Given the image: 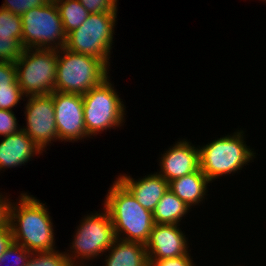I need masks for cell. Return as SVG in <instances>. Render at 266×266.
<instances>
[{
    "label": "cell",
    "mask_w": 266,
    "mask_h": 266,
    "mask_svg": "<svg viewBox=\"0 0 266 266\" xmlns=\"http://www.w3.org/2000/svg\"><path fill=\"white\" fill-rule=\"evenodd\" d=\"M23 48L60 50L67 34L55 1L32 8L21 15Z\"/></svg>",
    "instance_id": "9c48e42d"
},
{
    "label": "cell",
    "mask_w": 266,
    "mask_h": 266,
    "mask_svg": "<svg viewBox=\"0 0 266 266\" xmlns=\"http://www.w3.org/2000/svg\"><path fill=\"white\" fill-rule=\"evenodd\" d=\"M117 16V13L104 12L89 14L79 28L67 34L64 48L103 59L110 65Z\"/></svg>",
    "instance_id": "52a82bcc"
},
{
    "label": "cell",
    "mask_w": 266,
    "mask_h": 266,
    "mask_svg": "<svg viewBox=\"0 0 266 266\" xmlns=\"http://www.w3.org/2000/svg\"><path fill=\"white\" fill-rule=\"evenodd\" d=\"M110 80L109 76L82 95L84 123L89 139L104 130L124 126L126 106Z\"/></svg>",
    "instance_id": "8992f818"
},
{
    "label": "cell",
    "mask_w": 266,
    "mask_h": 266,
    "mask_svg": "<svg viewBox=\"0 0 266 266\" xmlns=\"http://www.w3.org/2000/svg\"><path fill=\"white\" fill-rule=\"evenodd\" d=\"M66 34L79 28L87 19L89 12L79 0H54Z\"/></svg>",
    "instance_id": "44dd1931"
},
{
    "label": "cell",
    "mask_w": 266,
    "mask_h": 266,
    "mask_svg": "<svg viewBox=\"0 0 266 266\" xmlns=\"http://www.w3.org/2000/svg\"><path fill=\"white\" fill-rule=\"evenodd\" d=\"M191 255H183L161 260H148L149 266H196Z\"/></svg>",
    "instance_id": "4316f807"
},
{
    "label": "cell",
    "mask_w": 266,
    "mask_h": 266,
    "mask_svg": "<svg viewBox=\"0 0 266 266\" xmlns=\"http://www.w3.org/2000/svg\"><path fill=\"white\" fill-rule=\"evenodd\" d=\"M31 253L32 252L28 251L22 245L12 241L0 257V266H4L9 262H11L10 266H26Z\"/></svg>",
    "instance_id": "603a6c76"
},
{
    "label": "cell",
    "mask_w": 266,
    "mask_h": 266,
    "mask_svg": "<svg viewBox=\"0 0 266 266\" xmlns=\"http://www.w3.org/2000/svg\"><path fill=\"white\" fill-rule=\"evenodd\" d=\"M212 183L200 168L188 175L169 182V189L190 209L201 204L209 192L208 184Z\"/></svg>",
    "instance_id": "e0dca14e"
},
{
    "label": "cell",
    "mask_w": 266,
    "mask_h": 266,
    "mask_svg": "<svg viewBox=\"0 0 266 266\" xmlns=\"http://www.w3.org/2000/svg\"><path fill=\"white\" fill-rule=\"evenodd\" d=\"M82 6L92 13H117L118 0H79Z\"/></svg>",
    "instance_id": "d4e9b609"
},
{
    "label": "cell",
    "mask_w": 266,
    "mask_h": 266,
    "mask_svg": "<svg viewBox=\"0 0 266 266\" xmlns=\"http://www.w3.org/2000/svg\"><path fill=\"white\" fill-rule=\"evenodd\" d=\"M21 16L0 7V61L15 62L23 51Z\"/></svg>",
    "instance_id": "2e32d148"
},
{
    "label": "cell",
    "mask_w": 266,
    "mask_h": 266,
    "mask_svg": "<svg viewBox=\"0 0 266 266\" xmlns=\"http://www.w3.org/2000/svg\"><path fill=\"white\" fill-rule=\"evenodd\" d=\"M25 103V123L21 129L46 152L47 146H51L58 139L55 122V110L52 96L38 95L28 96Z\"/></svg>",
    "instance_id": "30bf717a"
},
{
    "label": "cell",
    "mask_w": 266,
    "mask_h": 266,
    "mask_svg": "<svg viewBox=\"0 0 266 266\" xmlns=\"http://www.w3.org/2000/svg\"><path fill=\"white\" fill-rule=\"evenodd\" d=\"M244 133V130H237L232 135L227 134L206 145H198L200 170L211 182L221 176L238 174L256 158V152L244 140Z\"/></svg>",
    "instance_id": "3957f363"
},
{
    "label": "cell",
    "mask_w": 266,
    "mask_h": 266,
    "mask_svg": "<svg viewBox=\"0 0 266 266\" xmlns=\"http://www.w3.org/2000/svg\"><path fill=\"white\" fill-rule=\"evenodd\" d=\"M189 211L190 208L168 189L153 211L154 222L181 225V220L188 215Z\"/></svg>",
    "instance_id": "ffe728a7"
},
{
    "label": "cell",
    "mask_w": 266,
    "mask_h": 266,
    "mask_svg": "<svg viewBox=\"0 0 266 266\" xmlns=\"http://www.w3.org/2000/svg\"><path fill=\"white\" fill-rule=\"evenodd\" d=\"M55 122L59 141L78 142L88 139L84 123L83 98L81 94L53 91Z\"/></svg>",
    "instance_id": "8fae6325"
},
{
    "label": "cell",
    "mask_w": 266,
    "mask_h": 266,
    "mask_svg": "<svg viewBox=\"0 0 266 266\" xmlns=\"http://www.w3.org/2000/svg\"><path fill=\"white\" fill-rule=\"evenodd\" d=\"M104 199L116 238L146 244L155 224L153 212L143 208L116 178Z\"/></svg>",
    "instance_id": "7a4b0ae2"
},
{
    "label": "cell",
    "mask_w": 266,
    "mask_h": 266,
    "mask_svg": "<svg viewBox=\"0 0 266 266\" xmlns=\"http://www.w3.org/2000/svg\"><path fill=\"white\" fill-rule=\"evenodd\" d=\"M82 218L77 229L75 227L70 250L64 252L72 266H87V262L103 256L116 238L111 217L104 207L101 212L95 211Z\"/></svg>",
    "instance_id": "5b68a950"
},
{
    "label": "cell",
    "mask_w": 266,
    "mask_h": 266,
    "mask_svg": "<svg viewBox=\"0 0 266 266\" xmlns=\"http://www.w3.org/2000/svg\"><path fill=\"white\" fill-rule=\"evenodd\" d=\"M117 179L130 191L143 208L151 212L155 210L163 194L169 189V182L157 172L147 174L137 180L128 173H123L118 175Z\"/></svg>",
    "instance_id": "9a60e30c"
},
{
    "label": "cell",
    "mask_w": 266,
    "mask_h": 266,
    "mask_svg": "<svg viewBox=\"0 0 266 266\" xmlns=\"http://www.w3.org/2000/svg\"><path fill=\"white\" fill-rule=\"evenodd\" d=\"M188 244V238L180 225L155 223L145 248L148 260H161L191 255Z\"/></svg>",
    "instance_id": "7c38bea8"
},
{
    "label": "cell",
    "mask_w": 266,
    "mask_h": 266,
    "mask_svg": "<svg viewBox=\"0 0 266 266\" xmlns=\"http://www.w3.org/2000/svg\"><path fill=\"white\" fill-rule=\"evenodd\" d=\"M25 99L17 83L15 63L0 61V109L13 111Z\"/></svg>",
    "instance_id": "d6986e66"
},
{
    "label": "cell",
    "mask_w": 266,
    "mask_h": 266,
    "mask_svg": "<svg viewBox=\"0 0 266 266\" xmlns=\"http://www.w3.org/2000/svg\"><path fill=\"white\" fill-rule=\"evenodd\" d=\"M0 192V228L9 224L11 200L9 196Z\"/></svg>",
    "instance_id": "83f0119b"
},
{
    "label": "cell",
    "mask_w": 266,
    "mask_h": 266,
    "mask_svg": "<svg viewBox=\"0 0 266 266\" xmlns=\"http://www.w3.org/2000/svg\"><path fill=\"white\" fill-rule=\"evenodd\" d=\"M14 63L17 83L25 97L55 91L57 50L24 48Z\"/></svg>",
    "instance_id": "ba28073f"
},
{
    "label": "cell",
    "mask_w": 266,
    "mask_h": 266,
    "mask_svg": "<svg viewBox=\"0 0 266 266\" xmlns=\"http://www.w3.org/2000/svg\"><path fill=\"white\" fill-rule=\"evenodd\" d=\"M109 66L103 59L63 47L57 50L55 91L83 95L109 77Z\"/></svg>",
    "instance_id": "277c9868"
},
{
    "label": "cell",
    "mask_w": 266,
    "mask_h": 266,
    "mask_svg": "<svg viewBox=\"0 0 266 266\" xmlns=\"http://www.w3.org/2000/svg\"><path fill=\"white\" fill-rule=\"evenodd\" d=\"M46 202L22 192L18 202H11L9 224L13 241L30 252L57 250L54 225Z\"/></svg>",
    "instance_id": "6da1fadb"
},
{
    "label": "cell",
    "mask_w": 266,
    "mask_h": 266,
    "mask_svg": "<svg viewBox=\"0 0 266 266\" xmlns=\"http://www.w3.org/2000/svg\"><path fill=\"white\" fill-rule=\"evenodd\" d=\"M41 154V148L22 129L4 136L0 142V172L24 166L35 155Z\"/></svg>",
    "instance_id": "5bb4252c"
},
{
    "label": "cell",
    "mask_w": 266,
    "mask_h": 266,
    "mask_svg": "<svg viewBox=\"0 0 266 266\" xmlns=\"http://www.w3.org/2000/svg\"><path fill=\"white\" fill-rule=\"evenodd\" d=\"M103 266H149L145 245L115 238Z\"/></svg>",
    "instance_id": "ac0fdd59"
},
{
    "label": "cell",
    "mask_w": 266,
    "mask_h": 266,
    "mask_svg": "<svg viewBox=\"0 0 266 266\" xmlns=\"http://www.w3.org/2000/svg\"><path fill=\"white\" fill-rule=\"evenodd\" d=\"M20 129L14 111L0 109V137L11 135Z\"/></svg>",
    "instance_id": "484cf974"
},
{
    "label": "cell",
    "mask_w": 266,
    "mask_h": 266,
    "mask_svg": "<svg viewBox=\"0 0 266 266\" xmlns=\"http://www.w3.org/2000/svg\"><path fill=\"white\" fill-rule=\"evenodd\" d=\"M52 0H4L1 8L7 9L16 15H23L32 8L48 4Z\"/></svg>",
    "instance_id": "cb8c5ba5"
},
{
    "label": "cell",
    "mask_w": 266,
    "mask_h": 266,
    "mask_svg": "<svg viewBox=\"0 0 266 266\" xmlns=\"http://www.w3.org/2000/svg\"><path fill=\"white\" fill-rule=\"evenodd\" d=\"M26 266H72L64 251L33 252Z\"/></svg>",
    "instance_id": "7402d4cb"
},
{
    "label": "cell",
    "mask_w": 266,
    "mask_h": 266,
    "mask_svg": "<svg viewBox=\"0 0 266 266\" xmlns=\"http://www.w3.org/2000/svg\"><path fill=\"white\" fill-rule=\"evenodd\" d=\"M160 155V169L157 173L167 182L191 174L200 168L199 147H195L185 138L177 140Z\"/></svg>",
    "instance_id": "4fadbf2b"
},
{
    "label": "cell",
    "mask_w": 266,
    "mask_h": 266,
    "mask_svg": "<svg viewBox=\"0 0 266 266\" xmlns=\"http://www.w3.org/2000/svg\"><path fill=\"white\" fill-rule=\"evenodd\" d=\"M12 229L10 224L0 228V257L5 252L7 247L12 243Z\"/></svg>",
    "instance_id": "f1b7e54d"
}]
</instances>
